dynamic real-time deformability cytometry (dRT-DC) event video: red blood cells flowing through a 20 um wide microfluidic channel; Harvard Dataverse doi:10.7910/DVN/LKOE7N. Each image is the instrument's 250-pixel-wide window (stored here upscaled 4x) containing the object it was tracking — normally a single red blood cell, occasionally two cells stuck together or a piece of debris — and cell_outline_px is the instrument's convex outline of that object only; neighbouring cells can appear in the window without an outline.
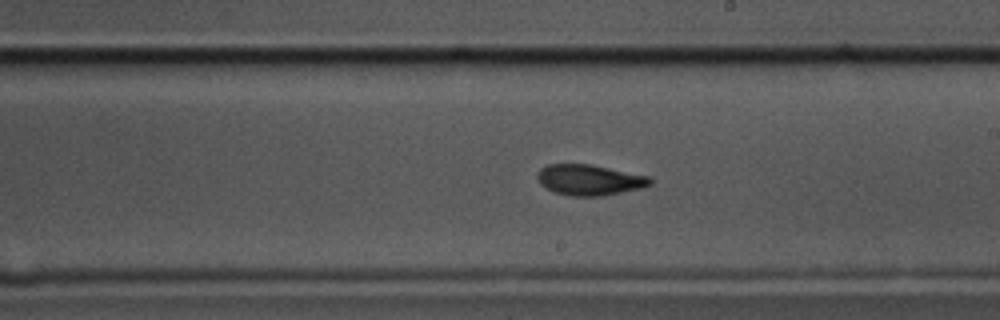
{"species": "common noctule bat (a hibernating species)", "species_latin": "Nyctalus noctula", "temperature_condition": "cold", "stored_images_in_passage": 58, "camera_frame_rate_fps": 3000, "um_per_image_px": 0.085, "animal": {"sex": "male", "body_mass_g": 17.5, "forearm_length_mm": 52.3}, "frame": {"image": 1, "passage_image": 33, "time_ms": 10.667, "image_size_px": [1000, 320], "cell_outline_px": [[652, 184], [640, 188], [600, 196], [568, 196], [552, 192], [540, 184], [536, 176], [536, 172], [540, 168], [548, 164], [592, 164], [652, 176]], "centroid_in_image_um": [50.08, 15.28], "position_along_channel_um": 238.9, "area_um2": 20.52}}
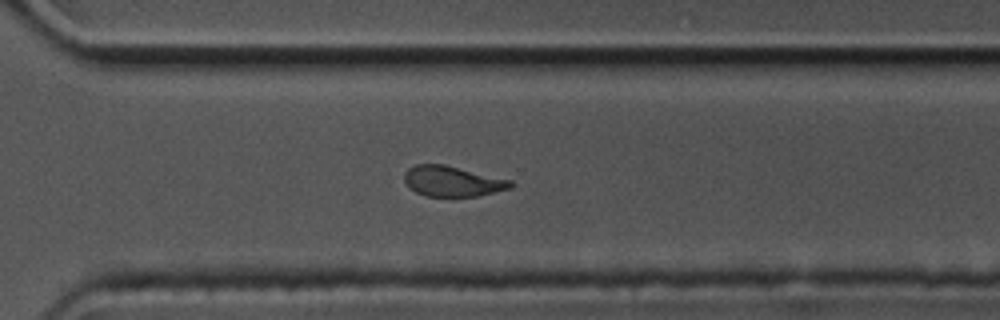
{"frame": {"image": 2, "passage_image": 41, "time_ms": 13.333, "image_size_px": [1000, 320], "cell_outline_px": [[516, 184], [512, 188], [476, 196], [424, 196], [408, 188], [404, 180], [404, 172], [408, 168], [416, 164], [444, 164], [512, 180]], "centroid_in_image_um": [38.45, 15.4], "position_along_channel_um": 332.1, "area_um2": 19.02}}
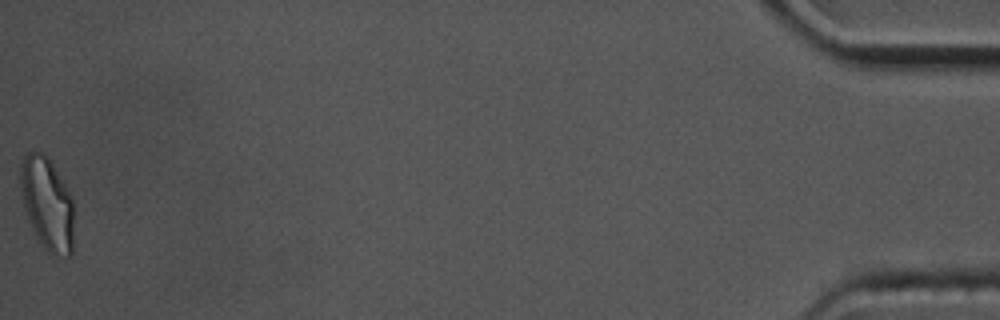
{"frame": {"image": 3, "passage_image": 58, "time_ms": 19.0, "image_size_px": [1000, 320], "cell_outline_px": [[72, 252], [68, 256], [48, 252], [44, 248], [36, 236], [28, 220], [24, 208], [20, 188], [20, 164], [24, 156], [28, 152], [44, 152], [48, 156], [72, 196]], "centroid_in_image_um": [3.98, 17.26], "position_along_channel_um": 431.2, "area_um2": 28.73}, "authors_computed_cell_mechanics": {"area_um2": 20.2878, "velocity_mm_per_s": 3.497, "shape_relaxation_time_tau1_ms": 2.9928, "shape_relaxation_time_tau2_ms": 2.3876, "deformation_change_tau1": 0.1363, "deformation_change_tau2": 0.0941}}